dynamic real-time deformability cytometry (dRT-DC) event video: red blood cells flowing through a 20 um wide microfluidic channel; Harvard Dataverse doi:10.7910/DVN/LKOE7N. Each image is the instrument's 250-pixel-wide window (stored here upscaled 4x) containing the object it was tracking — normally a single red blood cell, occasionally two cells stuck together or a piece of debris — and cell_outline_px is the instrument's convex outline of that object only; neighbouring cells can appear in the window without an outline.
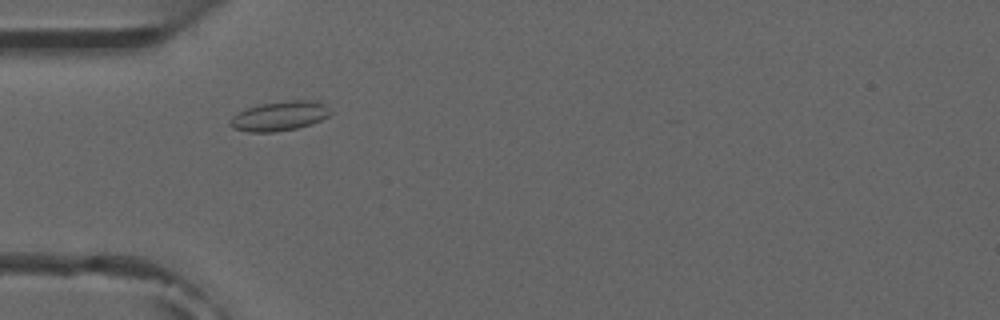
{"species": "common noctule bat (a hibernating species)", "species_latin": "Nyctalus noctula", "temperature_condition": "room temperature", "stored_images_in_passage": 4, "camera_frame_rate_fps": 3000, "um_per_image_px": 0.085, "animal": {"sex": "male", "forearm_length_mm": 52.5}, "frame": {"image": 1, "passage_image": 3, "time_ms": 2.333, "image_size_px": [1000, 320], "cell_outline_px": [[332, 112], [328, 116], [312, 124], [296, 128], [276, 132], [248, 132], [232, 128], [228, 124], [228, 120], [232, 116], [244, 108], [260, 104], [288, 100], [316, 100], [324, 104]], "centroid_in_image_um": [23.72, 9.86], "position_along_channel_um": 61.3, "area_um2": 17.51}}
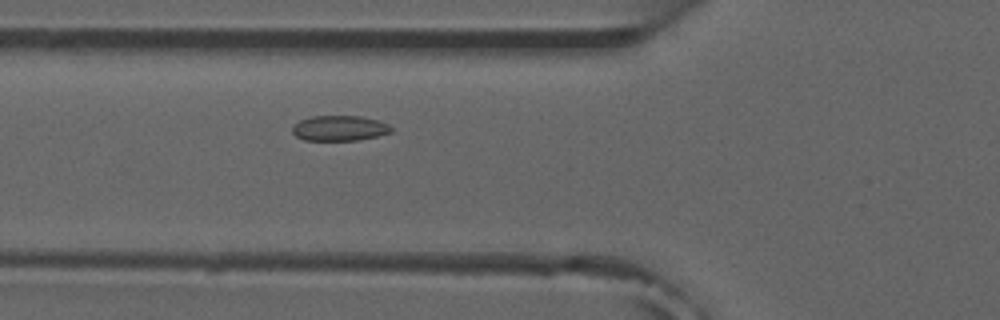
{"frame": {"image": 2, "passage_image": 4, "time_ms": 3.333, "image_size_px": [1000, 320], "cell_outline_px": [[392, 132], [360, 140], [304, 140], [296, 136], [292, 132], [292, 124], [300, 120], [312, 116], [360, 116], [376, 120], [388, 124], [392, 128]], "centroid_in_image_um": [28.82, 10.9], "position_along_channel_um": 97.0, "area_um2": 14.57}}